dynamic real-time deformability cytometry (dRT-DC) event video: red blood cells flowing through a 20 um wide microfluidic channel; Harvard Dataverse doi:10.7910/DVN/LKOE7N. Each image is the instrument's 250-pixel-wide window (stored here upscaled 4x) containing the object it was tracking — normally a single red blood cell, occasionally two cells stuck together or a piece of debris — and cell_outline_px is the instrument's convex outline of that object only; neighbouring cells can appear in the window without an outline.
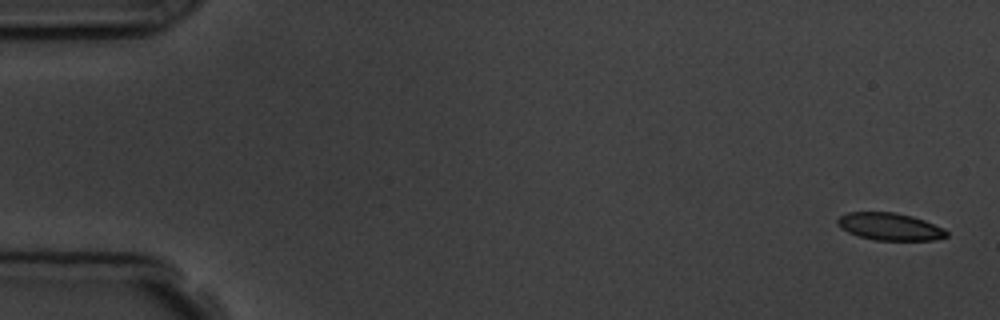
{"species": "common noctule bat (a hibernating species)", "species_latin": "Nyctalus noctula", "temperature_condition": "room temperature", "stored_images_in_passage": 5, "camera_frame_rate_fps": 3000, "um_per_image_px": 0.085, "animal": {"sex": "male", "body_mass_g": 19.5, "forearm_length_mm": 54.6}, "frame": {"image": 1, "passage_image": 1, "time_ms": 0.0, "image_size_px": [1000, 320], "cell_outline_px": [[948, 236], [932, 240], [876, 240], [860, 236], [848, 232], [840, 228], [836, 224], [836, 220], [840, 216], [848, 212], [896, 212], [912, 216], [924, 220], [944, 228], [948, 232]], "centroid_in_image_um": [75.62, 19.25], "position_along_channel_um": 9.4, "area_um2": 17.4}}
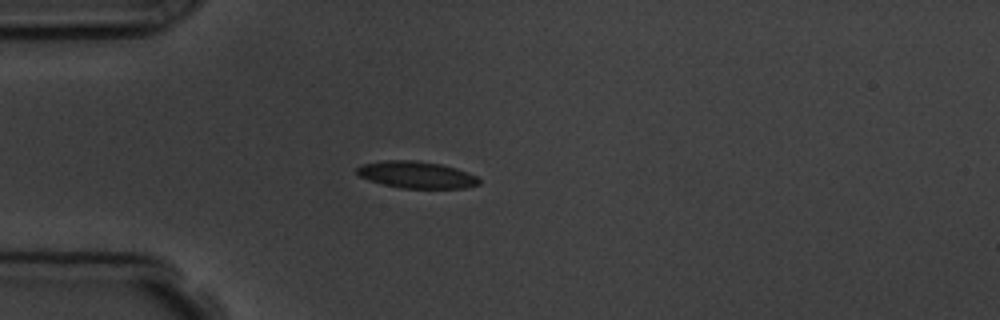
{"frame": {"image": 2, "passage_image": 4, "time_ms": 4.333, "image_size_px": [1000, 320], "cell_outline_px": [[480, 184], [464, 188], [400, 188], [368, 180], [360, 176], [356, 172], [356, 168], [360, 164], [384, 160], [412, 160], [440, 164], [456, 168], [468, 172], [476, 176], [480, 180]], "centroid_in_image_um": [35.38, 14.85], "position_along_channel_um": 49.6, "area_um2": 19.13}}